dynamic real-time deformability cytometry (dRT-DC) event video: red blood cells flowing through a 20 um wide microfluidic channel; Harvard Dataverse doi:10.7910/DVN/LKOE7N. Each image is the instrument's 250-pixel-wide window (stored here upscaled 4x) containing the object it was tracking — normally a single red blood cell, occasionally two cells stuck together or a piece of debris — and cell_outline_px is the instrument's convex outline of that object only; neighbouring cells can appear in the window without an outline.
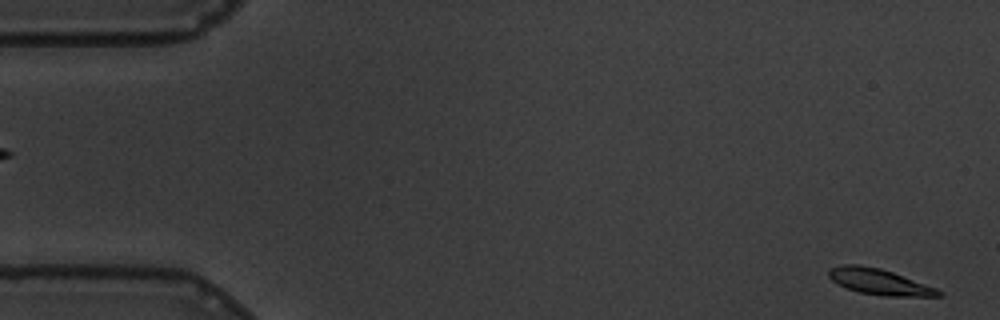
{"species": "common noctule bat (a hibernating species)", "species_latin": "Nyctalus noctula", "temperature_condition": "warm", "stored_images_in_passage": 59, "camera_frame_rate_fps": 3000, "um_per_image_px": 0.085, "animal": {"sex": "male", "body_mass_g": 19.5, "forearm_length_mm": 54.6}, "frame": {"image": 1, "passage_image": 2, "time_ms": 0.333, "image_size_px": [1000, 320], "cell_outline_px": [[944, 292], [940, 296], [884, 296], [860, 292], [848, 288], [832, 280], [828, 276], [828, 268], [844, 264], [860, 264], [880, 268], [892, 272], [936, 288]], "centroid_in_image_um": [74.72, 23.94], "position_along_channel_um": 10.3, "area_um2": 16.36}}
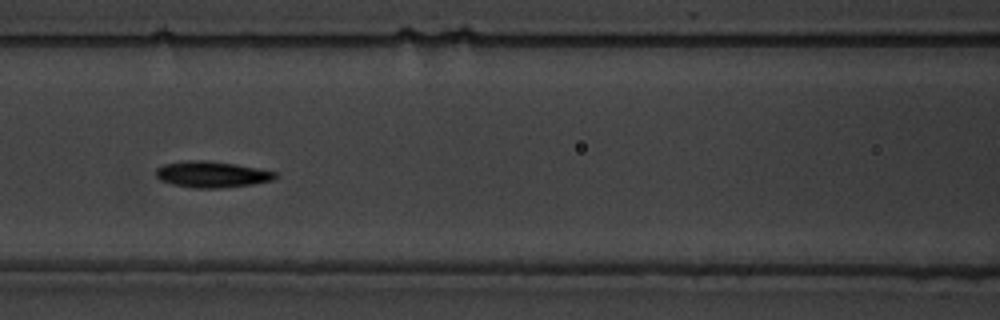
{"frame": {"image": 2, "passage_image": 25, "time_ms": 8.0, "image_size_px": [1000, 320], "cell_outline_px": [[280, 176], [272, 180], [252, 184], [224, 188], [196, 188], [172, 184], [160, 180], [156, 176], [156, 168], [164, 164], [188, 160], [208, 160], [236, 164], [276, 172]], "centroid_in_image_um": [18.01, 14.82], "position_along_channel_um": 148.6, "area_um2": 18.26}}
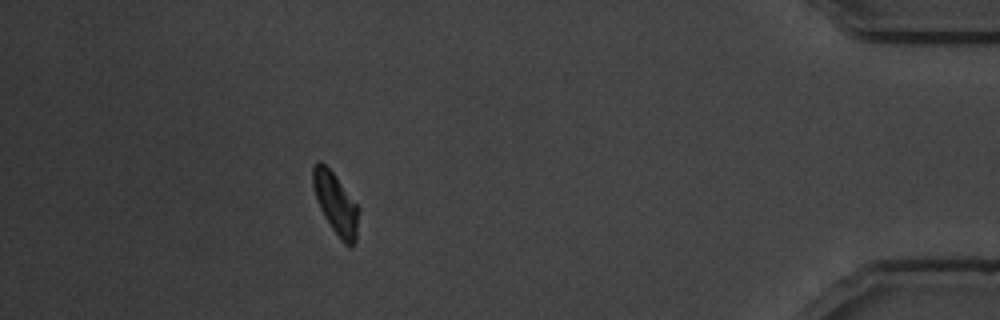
{"frame": {"image": 3, "passage_image": 52, "time_ms": 17.0, "image_size_px": [1000, 320], "cell_outline_px": [[360, 208], [356, 240], [352, 248], [344, 244], [340, 240], [324, 216], [320, 208], [312, 184], [312, 168], [320, 160], [332, 172]], "centroid_in_image_um": [28.56, 17.35], "position_along_channel_um": 406.6, "area_um2": 16.24}, "authors_computed_cell_mechanics": {"area_um2": 16.9354, "velocity_mm_per_s": 3.4528, "shape_relaxation_time_tau1_ms": 2.5502, "shape_relaxation_time_tau2_ms": 2.4278, "deformation_change_tau1": 0.1033, "deformation_change_tau2": 0.0576}}